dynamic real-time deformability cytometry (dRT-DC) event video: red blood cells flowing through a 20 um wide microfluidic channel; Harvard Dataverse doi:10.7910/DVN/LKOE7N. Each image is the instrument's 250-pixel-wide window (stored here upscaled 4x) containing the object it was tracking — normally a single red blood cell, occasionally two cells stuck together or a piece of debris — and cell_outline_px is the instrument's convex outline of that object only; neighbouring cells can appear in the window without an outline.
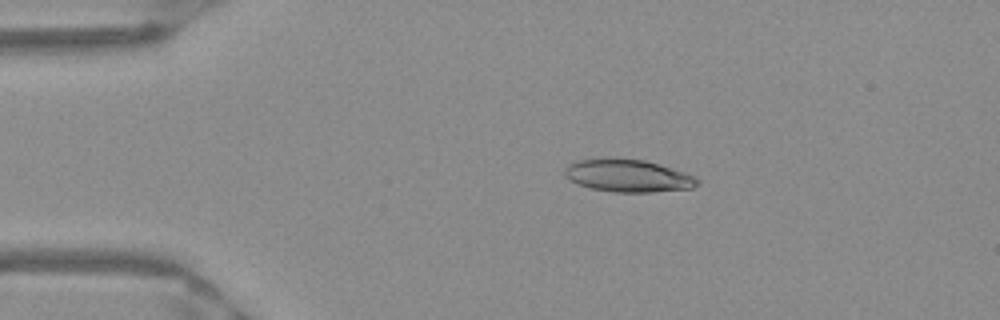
{"species": "Egyptian fruit bat (a non-hibernating species)", "species_latin": "Rousettus aegyptiacus", "temperature_condition": "warm", "stored_images_in_passage": 43, "camera_frame_rate_fps": 3000, "um_per_image_px": 0.085, "frame": {"image": 1, "passage_image": 2, "time_ms": 0.333, "image_size_px": [1000, 320], "cell_outline_px": [[700, 184], [692, 188], [652, 192], [616, 192], [592, 188], [580, 184], [572, 180], [564, 172], [564, 168], [568, 164], [576, 160], [612, 156], [644, 160], [696, 176], [700, 180]], "centroid_in_image_um": [53.39, 14.91], "position_along_channel_um": 31.6, "area_um2": 25.32}}
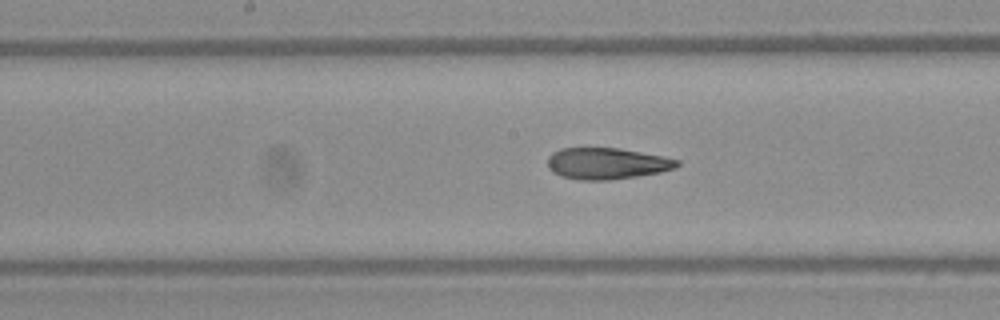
{"frame": {"image": 2, "passage_image": 18, "time_ms": 5.667, "image_size_px": [1000, 320], "cell_outline_px": [[680, 164], [672, 168], [660, 172], [636, 176], [608, 180], [580, 180], [560, 176], [552, 172], [548, 168], [548, 156], [552, 152], [560, 148], [620, 148], [664, 156], [680, 160]], "centroid_in_image_um": [51.55, 13.89], "position_along_channel_um": 196.7, "area_um2": 23.76}}
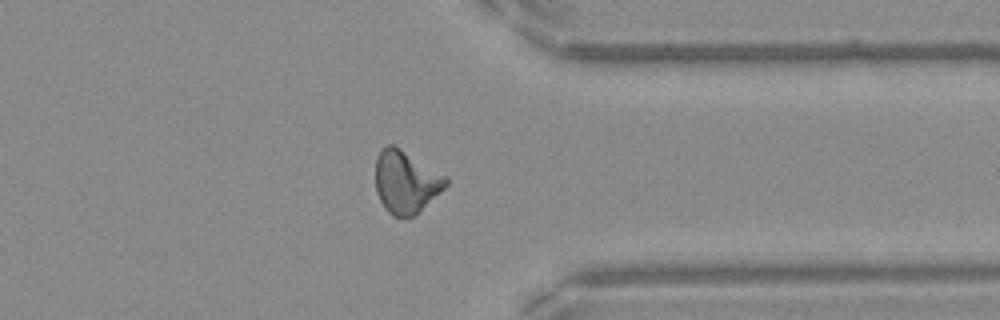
{"frame": {"image": 3, "passage_image": 32, "time_ms": 10.333, "image_size_px": [1000, 320], "cell_outline_px": [[448, 184], [444, 188], [408, 220], [392, 216], [384, 208], [376, 192], [376, 156], [380, 148], [388, 144], [392, 144], [400, 148], [444, 176], [448, 180]], "centroid_in_image_um": [34.44, 15.48], "position_along_channel_um": 377.0, "area_um2": 25.37}, "authors_computed_cell_mechanics": {"area_um2": 24.7384, "velocity_mm_per_s": 3.9896, "shape_relaxation_time_tau1_ms": null, "shape_relaxation_time_tau2_ms": 2.4118, "deformation_change_tau1": null, "deformation_change_tau2": 0.1119}}